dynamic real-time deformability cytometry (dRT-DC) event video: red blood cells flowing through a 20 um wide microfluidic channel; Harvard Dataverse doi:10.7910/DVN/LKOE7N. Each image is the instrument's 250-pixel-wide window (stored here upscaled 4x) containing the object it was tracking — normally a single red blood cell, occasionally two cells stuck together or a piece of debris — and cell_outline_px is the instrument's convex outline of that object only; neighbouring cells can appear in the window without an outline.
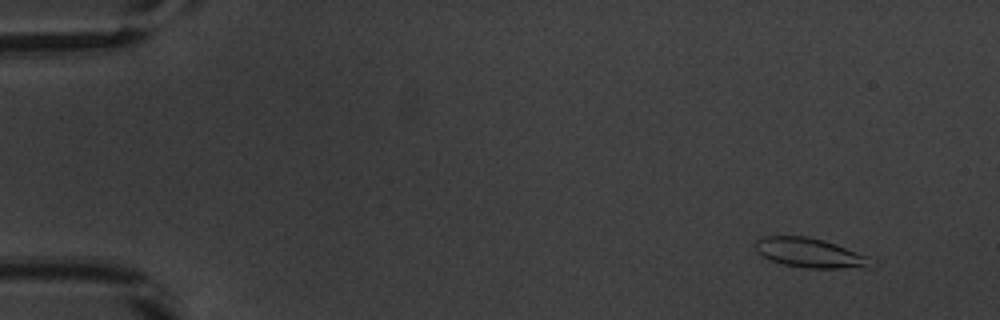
{"species": "common noctule bat (a hibernating species)", "species_latin": "Nyctalus noctula", "temperature_condition": "warm", "stored_images_in_passage": 53, "camera_frame_rate_fps": 3000, "um_per_image_px": 0.085, "animal": {"sex": "male", "body_mass_g": 20.1, "forearm_length_mm": 53.5}, "frame": {"image": 1, "passage_image": 5, "time_ms": 1.333, "image_size_px": [1000, 320], "cell_outline_px": [[876, 264], [868, 268], [808, 268], [784, 264], [772, 260], [756, 252], [756, 240], [764, 236], [808, 236], [824, 240], [836, 244], [868, 256]], "centroid_in_image_um": [68.9, 21.5], "position_along_channel_um": 16.1, "area_um2": 19.88}}
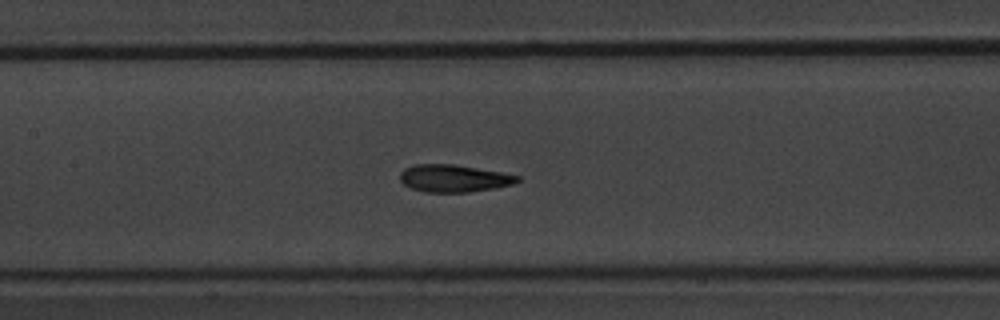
{"frame": {"image": 2, "passage_image": 26, "time_ms": 8.333, "image_size_px": [1000, 320], "cell_outline_px": [[520, 180], [512, 184], [492, 188], [468, 192], [424, 192], [412, 188], [404, 184], [400, 180], [400, 172], [404, 168], [412, 164], [452, 164], [500, 172], [520, 176]], "centroid_in_image_um": [38.52, 15.15], "position_along_channel_um": 168.9, "area_um2": 18.55}}
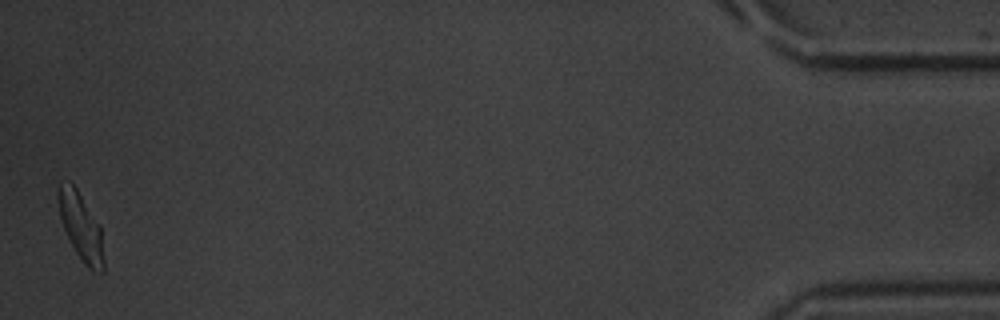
{"frame": {"image": 3, "passage_image": 53, "time_ms": 17.333, "image_size_px": [1000, 320], "cell_outline_px": [[104, 272], [100, 272], [88, 268], [84, 264], [76, 252], [64, 228], [60, 216], [56, 196], [60, 180], [68, 180], [76, 188], [100, 224], [104, 260]], "centroid_in_image_um": [6.87, 19.22], "position_along_channel_um": 428.3, "area_um2": 17.86}, "authors_computed_cell_mechanics": {"area_um2": 18.9006, "velocity_mm_per_s": 3.8422, "shape_relaxation_time_tau1_ms": 3.156, "shape_relaxation_time_tau2_ms": 1.3858, "deformation_change_tau1": 0.1435, "deformation_change_tau2": 0.0654}}